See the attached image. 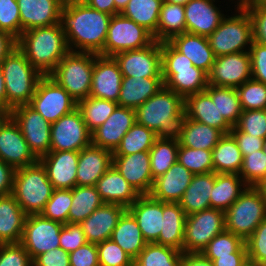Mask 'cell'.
Segmentation results:
<instances>
[{"mask_svg":"<svg viewBox=\"0 0 266 266\" xmlns=\"http://www.w3.org/2000/svg\"><path fill=\"white\" fill-rule=\"evenodd\" d=\"M104 203L119 204L128 209L140 196L112 165L95 185Z\"/></svg>","mask_w":266,"mask_h":266,"instance_id":"obj_30","label":"cell"},{"mask_svg":"<svg viewBox=\"0 0 266 266\" xmlns=\"http://www.w3.org/2000/svg\"><path fill=\"white\" fill-rule=\"evenodd\" d=\"M0 160L14 169L29 166L38 161L12 118L0 131Z\"/></svg>","mask_w":266,"mask_h":266,"instance_id":"obj_21","label":"cell"},{"mask_svg":"<svg viewBox=\"0 0 266 266\" xmlns=\"http://www.w3.org/2000/svg\"><path fill=\"white\" fill-rule=\"evenodd\" d=\"M111 17L108 13L89 7L82 0H65L60 24L69 51L103 56Z\"/></svg>","mask_w":266,"mask_h":266,"instance_id":"obj_1","label":"cell"},{"mask_svg":"<svg viewBox=\"0 0 266 266\" xmlns=\"http://www.w3.org/2000/svg\"><path fill=\"white\" fill-rule=\"evenodd\" d=\"M225 212L209 208L186 217L183 253H201L207 244L224 232Z\"/></svg>","mask_w":266,"mask_h":266,"instance_id":"obj_10","label":"cell"},{"mask_svg":"<svg viewBox=\"0 0 266 266\" xmlns=\"http://www.w3.org/2000/svg\"><path fill=\"white\" fill-rule=\"evenodd\" d=\"M155 139L156 134L152 130L135 122L122 137L113 155H130L149 151L153 147Z\"/></svg>","mask_w":266,"mask_h":266,"instance_id":"obj_47","label":"cell"},{"mask_svg":"<svg viewBox=\"0 0 266 266\" xmlns=\"http://www.w3.org/2000/svg\"><path fill=\"white\" fill-rule=\"evenodd\" d=\"M184 5L164 2L159 13L156 41H169L172 37L186 32Z\"/></svg>","mask_w":266,"mask_h":266,"instance_id":"obj_41","label":"cell"},{"mask_svg":"<svg viewBox=\"0 0 266 266\" xmlns=\"http://www.w3.org/2000/svg\"><path fill=\"white\" fill-rule=\"evenodd\" d=\"M87 242L80 224L66 223L63 225L60 233V247L64 251L71 253Z\"/></svg>","mask_w":266,"mask_h":266,"instance_id":"obj_59","label":"cell"},{"mask_svg":"<svg viewBox=\"0 0 266 266\" xmlns=\"http://www.w3.org/2000/svg\"><path fill=\"white\" fill-rule=\"evenodd\" d=\"M239 4H266V0H242Z\"/></svg>","mask_w":266,"mask_h":266,"instance_id":"obj_73","label":"cell"},{"mask_svg":"<svg viewBox=\"0 0 266 266\" xmlns=\"http://www.w3.org/2000/svg\"><path fill=\"white\" fill-rule=\"evenodd\" d=\"M117 106V102L91 96L77 102V109L90 133L100 127Z\"/></svg>","mask_w":266,"mask_h":266,"instance_id":"obj_44","label":"cell"},{"mask_svg":"<svg viewBox=\"0 0 266 266\" xmlns=\"http://www.w3.org/2000/svg\"><path fill=\"white\" fill-rule=\"evenodd\" d=\"M126 210L119 204L104 203L91 213L80 225L89 243L98 244L110 239L118 220Z\"/></svg>","mask_w":266,"mask_h":266,"instance_id":"obj_27","label":"cell"},{"mask_svg":"<svg viewBox=\"0 0 266 266\" xmlns=\"http://www.w3.org/2000/svg\"><path fill=\"white\" fill-rule=\"evenodd\" d=\"M236 14L225 17L213 33L207 37L214 55L221 56L247 52L253 42L252 22L248 12L237 3ZM248 46V47H247ZM248 48V49H247Z\"/></svg>","mask_w":266,"mask_h":266,"instance_id":"obj_7","label":"cell"},{"mask_svg":"<svg viewBox=\"0 0 266 266\" xmlns=\"http://www.w3.org/2000/svg\"><path fill=\"white\" fill-rule=\"evenodd\" d=\"M110 239L119 245L133 260L147 245L137 220L128 209L119 218Z\"/></svg>","mask_w":266,"mask_h":266,"instance_id":"obj_35","label":"cell"},{"mask_svg":"<svg viewBox=\"0 0 266 266\" xmlns=\"http://www.w3.org/2000/svg\"><path fill=\"white\" fill-rule=\"evenodd\" d=\"M177 51L189 58L196 68L207 75L211 71L216 56L212 51L207 37L192 33H182L168 41Z\"/></svg>","mask_w":266,"mask_h":266,"instance_id":"obj_29","label":"cell"},{"mask_svg":"<svg viewBox=\"0 0 266 266\" xmlns=\"http://www.w3.org/2000/svg\"><path fill=\"white\" fill-rule=\"evenodd\" d=\"M184 110L188 119L214 127L224 134L232 129L205 91L187 96L184 99Z\"/></svg>","mask_w":266,"mask_h":266,"instance_id":"obj_31","label":"cell"},{"mask_svg":"<svg viewBox=\"0 0 266 266\" xmlns=\"http://www.w3.org/2000/svg\"><path fill=\"white\" fill-rule=\"evenodd\" d=\"M129 0H114L115 3V15L122 12L127 6Z\"/></svg>","mask_w":266,"mask_h":266,"instance_id":"obj_72","label":"cell"},{"mask_svg":"<svg viewBox=\"0 0 266 266\" xmlns=\"http://www.w3.org/2000/svg\"><path fill=\"white\" fill-rule=\"evenodd\" d=\"M26 217L12 194L0 196V244L20 242Z\"/></svg>","mask_w":266,"mask_h":266,"instance_id":"obj_33","label":"cell"},{"mask_svg":"<svg viewBox=\"0 0 266 266\" xmlns=\"http://www.w3.org/2000/svg\"><path fill=\"white\" fill-rule=\"evenodd\" d=\"M229 133L236 140L242 156L249 155L254 151L263 150V144L265 139L249 135L245 132H241L235 126L232 127Z\"/></svg>","mask_w":266,"mask_h":266,"instance_id":"obj_62","label":"cell"},{"mask_svg":"<svg viewBox=\"0 0 266 266\" xmlns=\"http://www.w3.org/2000/svg\"><path fill=\"white\" fill-rule=\"evenodd\" d=\"M186 217L179 203L163 202V227L155 243L183 252Z\"/></svg>","mask_w":266,"mask_h":266,"instance_id":"obj_34","label":"cell"},{"mask_svg":"<svg viewBox=\"0 0 266 266\" xmlns=\"http://www.w3.org/2000/svg\"><path fill=\"white\" fill-rule=\"evenodd\" d=\"M247 187L239 174L215 173V183L210 195L211 208L225 212Z\"/></svg>","mask_w":266,"mask_h":266,"instance_id":"obj_37","label":"cell"},{"mask_svg":"<svg viewBox=\"0 0 266 266\" xmlns=\"http://www.w3.org/2000/svg\"><path fill=\"white\" fill-rule=\"evenodd\" d=\"M72 205V189H54L44 210L40 213L44 218L68 223L69 209Z\"/></svg>","mask_w":266,"mask_h":266,"instance_id":"obj_50","label":"cell"},{"mask_svg":"<svg viewBox=\"0 0 266 266\" xmlns=\"http://www.w3.org/2000/svg\"><path fill=\"white\" fill-rule=\"evenodd\" d=\"M252 79L249 51L217 56L208 74V84L237 88Z\"/></svg>","mask_w":266,"mask_h":266,"instance_id":"obj_17","label":"cell"},{"mask_svg":"<svg viewBox=\"0 0 266 266\" xmlns=\"http://www.w3.org/2000/svg\"><path fill=\"white\" fill-rule=\"evenodd\" d=\"M162 79L164 86L180 95L203 92L208 86V75L196 68L192 61L177 51L168 41L161 42Z\"/></svg>","mask_w":266,"mask_h":266,"instance_id":"obj_4","label":"cell"},{"mask_svg":"<svg viewBox=\"0 0 266 266\" xmlns=\"http://www.w3.org/2000/svg\"><path fill=\"white\" fill-rule=\"evenodd\" d=\"M265 218L266 202L255 187L248 186L225 211V228L246 241Z\"/></svg>","mask_w":266,"mask_h":266,"instance_id":"obj_9","label":"cell"},{"mask_svg":"<svg viewBox=\"0 0 266 266\" xmlns=\"http://www.w3.org/2000/svg\"><path fill=\"white\" fill-rule=\"evenodd\" d=\"M215 0H189L185 5L186 32L209 37L227 16Z\"/></svg>","mask_w":266,"mask_h":266,"instance_id":"obj_24","label":"cell"},{"mask_svg":"<svg viewBox=\"0 0 266 266\" xmlns=\"http://www.w3.org/2000/svg\"><path fill=\"white\" fill-rule=\"evenodd\" d=\"M177 161L193 174H206L214 171L212 150L178 147Z\"/></svg>","mask_w":266,"mask_h":266,"instance_id":"obj_48","label":"cell"},{"mask_svg":"<svg viewBox=\"0 0 266 266\" xmlns=\"http://www.w3.org/2000/svg\"><path fill=\"white\" fill-rule=\"evenodd\" d=\"M135 122V109L117 106L106 121L91 133V144L113 153Z\"/></svg>","mask_w":266,"mask_h":266,"instance_id":"obj_20","label":"cell"},{"mask_svg":"<svg viewBox=\"0 0 266 266\" xmlns=\"http://www.w3.org/2000/svg\"><path fill=\"white\" fill-rule=\"evenodd\" d=\"M224 135L221 130L187 118L178 141L192 149L212 150Z\"/></svg>","mask_w":266,"mask_h":266,"instance_id":"obj_39","label":"cell"},{"mask_svg":"<svg viewBox=\"0 0 266 266\" xmlns=\"http://www.w3.org/2000/svg\"><path fill=\"white\" fill-rule=\"evenodd\" d=\"M0 266H33V260L20 243L0 244Z\"/></svg>","mask_w":266,"mask_h":266,"instance_id":"obj_57","label":"cell"},{"mask_svg":"<svg viewBox=\"0 0 266 266\" xmlns=\"http://www.w3.org/2000/svg\"><path fill=\"white\" fill-rule=\"evenodd\" d=\"M249 263L266 265V218L245 241Z\"/></svg>","mask_w":266,"mask_h":266,"instance_id":"obj_55","label":"cell"},{"mask_svg":"<svg viewBox=\"0 0 266 266\" xmlns=\"http://www.w3.org/2000/svg\"><path fill=\"white\" fill-rule=\"evenodd\" d=\"M255 188L260 192L261 196L263 197L264 201L266 202V177L261 180Z\"/></svg>","mask_w":266,"mask_h":266,"instance_id":"obj_71","label":"cell"},{"mask_svg":"<svg viewBox=\"0 0 266 266\" xmlns=\"http://www.w3.org/2000/svg\"><path fill=\"white\" fill-rule=\"evenodd\" d=\"M0 31L18 39L21 35V20L17 0H0Z\"/></svg>","mask_w":266,"mask_h":266,"instance_id":"obj_56","label":"cell"},{"mask_svg":"<svg viewBox=\"0 0 266 266\" xmlns=\"http://www.w3.org/2000/svg\"><path fill=\"white\" fill-rule=\"evenodd\" d=\"M123 75L113 56L97 55L91 81V97L118 102Z\"/></svg>","mask_w":266,"mask_h":266,"instance_id":"obj_19","label":"cell"},{"mask_svg":"<svg viewBox=\"0 0 266 266\" xmlns=\"http://www.w3.org/2000/svg\"><path fill=\"white\" fill-rule=\"evenodd\" d=\"M239 176L248 186L253 187L266 177V154L263 150L243 156Z\"/></svg>","mask_w":266,"mask_h":266,"instance_id":"obj_52","label":"cell"},{"mask_svg":"<svg viewBox=\"0 0 266 266\" xmlns=\"http://www.w3.org/2000/svg\"><path fill=\"white\" fill-rule=\"evenodd\" d=\"M33 266H70L69 253L61 247L44 252L33 260Z\"/></svg>","mask_w":266,"mask_h":266,"instance_id":"obj_63","label":"cell"},{"mask_svg":"<svg viewBox=\"0 0 266 266\" xmlns=\"http://www.w3.org/2000/svg\"><path fill=\"white\" fill-rule=\"evenodd\" d=\"M193 176V173L177 161L165 174L154 179L149 195L158 201L178 203Z\"/></svg>","mask_w":266,"mask_h":266,"instance_id":"obj_25","label":"cell"},{"mask_svg":"<svg viewBox=\"0 0 266 266\" xmlns=\"http://www.w3.org/2000/svg\"><path fill=\"white\" fill-rule=\"evenodd\" d=\"M154 41L153 35L144 27L124 17L121 13L112 15L103 56H114L122 51L142 49Z\"/></svg>","mask_w":266,"mask_h":266,"instance_id":"obj_11","label":"cell"},{"mask_svg":"<svg viewBox=\"0 0 266 266\" xmlns=\"http://www.w3.org/2000/svg\"><path fill=\"white\" fill-rule=\"evenodd\" d=\"M164 2L185 5L189 0H163Z\"/></svg>","mask_w":266,"mask_h":266,"instance_id":"obj_74","label":"cell"},{"mask_svg":"<svg viewBox=\"0 0 266 266\" xmlns=\"http://www.w3.org/2000/svg\"><path fill=\"white\" fill-rule=\"evenodd\" d=\"M249 54L252 79L266 84V46L253 41Z\"/></svg>","mask_w":266,"mask_h":266,"instance_id":"obj_60","label":"cell"},{"mask_svg":"<svg viewBox=\"0 0 266 266\" xmlns=\"http://www.w3.org/2000/svg\"><path fill=\"white\" fill-rule=\"evenodd\" d=\"M123 77H162L161 42L138 49L127 50L115 54Z\"/></svg>","mask_w":266,"mask_h":266,"instance_id":"obj_16","label":"cell"},{"mask_svg":"<svg viewBox=\"0 0 266 266\" xmlns=\"http://www.w3.org/2000/svg\"><path fill=\"white\" fill-rule=\"evenodd\" d=\"M65 0H17L21 20V34L37 27L60 23Z\"/></svg>","mask_w":266,"mask_h":266,"instance_id":"obj_22","label":"cell"},{"mask_svg":"<svg viewBox=\"0 0 266 266\" xmlns=\"http://www.w3.org/2000/svg\"><path fill=\"white\" fill-rule=\"evenodd\" d=\"M50 133V151L79 152L91 144V133L77 108L52 123Z\"/></svg>","mask_w":266,"mask_h":266,"instance_id":"obj_15","label":"cell"},{"mask_svg":"<svg viewBox=\"0 0 266 266\" xmlns=\"http://www.w3.org/2000/svg\"><path fill=\"white\" fill-rule=\"evenodd\" d=\"M17 47V39L9 33L0 31V63Z\"/></svg>","mask_w":266,"mask_h":266,"instance_id":"obj_66","label":"cell"},{"mask_svg":"<svg viewBox=\"0 0 266 266\" xmlns=\"http://www.w3.org/2000/svg\"><path fill=\"white\" fill-rule=\"evenodd\" d=\"M242 110L266 109V84L250 79L236 88Z\"/></svg>","mask_w":266,"mask_h":266,"instance_id":"obj_51","label":"cell"},{"mask_svg":"<svg viewBox=\"0 0 266 266\" xmlns=\"http://www.w3.org/2000/svg\"><path fill=\"white\" fill-rule=\"evenodd\" d=\"M4 76L7 104L13 109L30 104L37 84L43 75L16 47L0 63Z\"/></svg>","mask_w":266,"mask_h":266,"instance_id":"obj_5","label":"cell"},{"mask_svg":"<svg viewBox=\"0 0 266 266\" xmlns=\"http://www.w3.org/2000/svg\"><path fill=\"white\" fill-rule=\"evenodd\" d=\"M163 86L162 77H123L118 106L136 109Z\"/></svg>","mask_w":266,"mask_h":266,"instance_id":"obj_32","label":"cell"},{"mask_svg":"<svg viewBox=\"0 0 266 266\" xmlns=\"http://www.w3.org/2000/svg\"><path fill=\"white\" fill-rule=\"evenodd\" d=\"M263 151H264V153L266 154V139L264 140Z\"/></svg>","mask_w":266,"mask_h":266,"instance_id":"obj_75","label":"cell"},{"mask_svg":"<svg viewBox=\"0 0 266 266\" xmlns=\"http://www.w3.org/2000/svg\"><path fill=\"white\" fill-rule=\"evenodd\" d=\"M136 123L145 126L159 139L179 140L187 119L184 99L163 86L135 109Z\"/></svg>","mask_w":266,"mask_h":266,"instance_id":"obj_2","label":"cell"},{"mask_svg":"<svg viewBox=\"0 0 266 266\" xmlns=\"http://www.w3.org/2000/svg\"><path fill=\"white\" fill-rule=\"evenodd\" d=\"M244 244L245 241L240 236L225 230L216 235L201 254L213 262L219 256H233Z\"/></svg>","mask_w":266,"mask_h":266,"instance_id":"obj_49","label":"cell"},{"mask_svg":"<svg viewBox=\"0 0 266 266\" xmlns=\"http://www.w3.org/2000/svg\"><path fill=\"white\" fill-rule=\"evenodd\" d=\"M104 201L95 186H75L72 189V205L69 209L68 223L80 224Z\"/></svg>","mask_w":266,"mask_h":266,"instance_id":"obj_42","label":"cell"},{"mask_svg":"<svg viewBox=\"0 0 266 266\" xmlns=\"http://www.w3.org/2000/svg\"><path fill=\"white\" fill-rule=\"evenodd\" d=\"M11 118L19 126L30 151L39 160L50 152L51 123L29 104L12 109Z\"/></svg>","mask_w":266,"mask_h":266,"instance_id":"obj_14","label":"cell"},{"mask_svg":"<svg viewBox=\"0 0 266 266\" xmlns=\"http://www.w3.org/2000/svg\"><path fill=\"white\" fill-rule=\"evenodd\" d=\"M82 1L93 9L108 13L109 15H115L114 0H82Z\"/></svg>","mask_w":266,"mask_h":266,"instance_id":"obj_68","label":"cell"},{"mask_svg":"<svg viewBox=\"0 0 266 266\" xmlns=\"http://www.w3.org/2000/svg\"><path fill=\"white\" fill-rule=\"evenodd\" d=\"M245 266H257V265H255V264H252V263H248L247 265H245Z\"/></svg>","mask_w":266,"mask_h":266,"instance_id":"obj_76","label":"cell"},{"mask_svg":"<svg viewBox=\"0 0 266 266\" xmlns=\"http://www.w3.org/2000/svg\"><path fill=\"white\" fill-rule=\"evenodd\" d=\"M215 173L239 174L243 165V156L234 137L225 134L212 149Z\"/></svg>","mask_w":266,"mask_h":266,"instance_id":"obj_38","label":"cell"},{"mask_svg":"<svg viewBox=\"0 0 266 266\" xmlns=\"http://www.w3.org/2000/svg\"><path fill=\"white\" fill-rule=\"evenodd\" d=\"M113 153L90 144L79 151L76 186H95L112 166Z\"/></svg>","mask_w":266,"mask_h":266,"instance_id":"obj_26","label":"cell"},{"mask_svg":"<svg viewBox=\"0 0 266 266\" xmlns=\"http://www.w3.org/2000/svg\"><path fill=\"white\" fill-rule=\"evenodd\" d=\"M215 183V172L194 174L192 181L178 202L186 215L211 208L210 195Z\"/></svg>","mask_w":266,"mask_h":266,"instance_id":"obj_36","label":"cell"},{"mask_svg":"<svg viewBox=\"0 0 266 266\" xmlns=\"http://www.w3.org/2000/svg\"><path fill=\"white\" fill-rule=\"evenodd\" d=\"M17 48L43 76L50 75L69 52L60 23L23 32L17 39Z\"/></svg>","mask_w":266,"mask_h":266,"instance_id":"obj_3","label":"cell"},{"mask_svg":"<svg viewBox=\"0 0 266 266\" xmlns=\"http://www.w3.org/2000/svg\"><path fill=\"white\" fill-rule=\"evenodd\" d=\"M64 224L44 218L41 214L27 215L20 244L32 260L40 254L60 247Z\"/></svg>","mask_w":266,"mask_h":266,"instance_id":"obj_13","label":"cell"},{"mask_svg":"<svg viewBox=\"0 0 266 266\" xmlns=\"http://www.w3.org/2000/svg\"><path fill=\"white\" fill-rule=\"evenodd\" d=\"M252 22L253 41L266 46V4H240Z\"/></svg>","mask_w":266,"mask_h":266,"instance_id":"obj_58","label":"cell"},{"mask_svg":"<svg viewBox=\"0 0 266 266\" xmlns=\"http://www.w3.org/2000/svg\"><path fill=\"white\" fill-rule=\"evenodd\" d=\"M163 0H129L121 14L148 30L156 40L159 13Z\"/></svg>","mask_w":266,"mask_h":266,"instance_id":"obj_40","label":"cell"},{"mask_svg":"<svg viewBox=\"0 0 266 266\" xmlns=\"http://www.w3.org/2000/svg\"><path fill=\"white\" fill-rule=\"evenodd\" d=\"M216 104L219 114L233 127L243 112L236 88L209 85L204 90Z\"/></svg>","mask_w":266,"mask_h":266,"instance_id":"obj_43","label":"cell"},{"mask_svg":"<svg viewBox=\"0 0 266 266\" xmlns=\"http://www.w3.org/2000/svg\"><path fill=\"white\" fill-rule=\"evenodd\" d=\"M179 141L156 138L149 150L153 179L165 174L177 162Z\"/></svg>","mask_w":266,"mask_h":266,"instance_id":"obj_46","label":"cell"},{"mask_svg":"<svg viewBox=\"0 0 266 266\" xmlns=\"http://www.w3.org/2000/svg\"><path fill=\"white\" fill-rule=\"evenodd\" d=\"M79 152L50 151L39 161L45 167L54 189H73L76 186Z\"/></svg>","mask_w":266,"mask_h":266,"instance_id":"obj_23","label":"cell"},{"mask_svg":"<svg viewBox=\"0 0 266 266\" xmlns=\"http://www.w3.org/2000/svg\"><path fill=\"white\" fill-rule=\"evenodd\" d=\"M70 266L99 265L98 249L94 243H85L76 251L69 253Z\"/></svg>","mask_w":266,"mask_h":266,"instance_id":"obj_61","label":"cell"},{"mask_svg":"<svg viewBox=\"0 0 266 266\" xmlns=\"http://www.w3.org/2000/svg\"><path fill=\"white\" fill-rule=\"evenodd\" d=\"M101 266H134V260L111 239L96 244Z\"/></svg>","mask_w":266,"mask_h":266,"instance_id":"obj_53","label":"cell"},{"mask_svg":"<svg viewBox=\"0 0 266 266\" xmlns=\"http://www.w3.org/2000/svg\"><path fill=\"white\" fill-rule=\"evenodd\" d=\"M112 165L139 195H149L154 183L149 151L113 155Z\"/></svg>","mask_w":266,"mask_h":266,"instance_id":"obj_18","label":"cell"},{"mask_svg":"<svg viewBox=\"0 0 266 266\" xmlns=\"http://www.w3.org/2000/svg\"><path fill=\"white\" fill-rule=\"evenodd\" d=\"M54 188L38 160L35 164L15 169L12 195L27 214H40Z\"/></svg>","mask_w":266,"mask_h":266,"instance_id":"obj_6","label":"cell"},{"mask_svg":"<svg viewBox=\"0 0 266 266\" xmlns=\"http://www.w3.org/2000/svg\"><path fill=\"white\" fill-rule=\"evenodd\" d=\"M183 252L169 246L147 243L134 259V266H180Z\"/></svg>","mask_w":266,"mask_h":266,"instance_id":"obj_45","label":"cell"},{"mask_svg":"<svg viewBox=\"0 0 266 266\" xmlns=\"http://www.w3.org/2000/svg\"><path fill=\"white\" fill-rule=\"evenodd\" d=\"M96 54L69 51L49 75L77 102L89 97Z\"/></svg>","mask_w":266,"mask_h":266,"instance_id":"obj_8","label":"cell"},{"mask_svg":"<svg viewBox=\"0 0 266 266\" xmlns=\"http://www.w3.org/2000/svg\"><path fill=\"white\" fill-rule=\"evenodd\" d=\"M128 210L137 220L147 243H155L163 227V202L150 195H140Z\"/></svg>","mask_w":266,"mask_h":266,"instance_id":"obj_28","label":"cell"},{"mask_svg":"<svg viewBox=\"0 0 266 266\" xmlns=\"http://www.w3.org/2000/svg\"><path fill=\"white\" fill-rule=\"evenodd\" d=\"M11 119V110L0 106V131Z\"/></svg>","mask_w":266,"mask_h":266,"instance_id":"obj_70","label":"cell"},{"mask_svg":"<svg viewBox=\"0 0 266 266\" xmlns=\"http://www.w3.org/2000/svg\"><path fill=\"white\" fill-rule=\"evenodd\" d=\"M180 266H214V264L201 253H183Z\"/></svg>","mask_w":266,"mask_h":266,"instance_id":"obj_67","label":"cell"},{"mask_svg":"<svg viewBox=\"0 0 266 266\" xmlns=\"http://www.w3.org/2000/svg\"><path fill=\"white\" fill-rule=\"evenodd\" d=\"M249 263L246 244L233 256H219L213 261L214 266H245Z\"/></svg>","mask_w":266,"mask_h":266,"instance_id":"obj_64","label":"cell"},{"mask_svg":"<svg viewBox=\"0 0 266 266\" xmlns=\"http://www.w3.org/2000/svg\"><path fill=\"white\" fill-rule=\"evenodd\" d=\"M0 106L10 109L12 111V108L7 104L5 82L1 65H0Z\"/></svg>","mask_w":266,"mask_h":266,"instance_id":"obj_69","label":"cell"},{"mask_svg":"<svg viewBox=\"0 0 266 266\" xmlns=\"http://www.w3.org/2000/svg\"><path fill=\"white\" fill-rule=\"evenodd\" d=\"M235 127L241 132L266 139V109L244 110Z\"/></svg>","mask_w":266,"mask_h":266,"instance_id":"obj_54","label":"cell"},{"mask_svg":"<svg viewBox=\"0 0 266 266\" xmlns=\"http://www.w3.org/2000/svg\"><path fill=\"white\" fill-rule=\"evenodd\" d=\"M51 124L77 108V101L52 77L43 76L29 104Z\"/></svg>","mask_w":266,"mask_h":266,"instance_id":"obj_12","label":"cell"},{"mask_svg":"<svg viewBox=\"0 0 266 266\" xmlns=\"http://www.w3.org/2000/svg\"><path fill=\"white\" fill-rule=\"evenodd\" d=\"M15 169L0 160V196L12 193Z\"/></svg>","mask_w":266,"mask_h":266,"instance_id":"obj_65","label":"cell"}]
</instances>
